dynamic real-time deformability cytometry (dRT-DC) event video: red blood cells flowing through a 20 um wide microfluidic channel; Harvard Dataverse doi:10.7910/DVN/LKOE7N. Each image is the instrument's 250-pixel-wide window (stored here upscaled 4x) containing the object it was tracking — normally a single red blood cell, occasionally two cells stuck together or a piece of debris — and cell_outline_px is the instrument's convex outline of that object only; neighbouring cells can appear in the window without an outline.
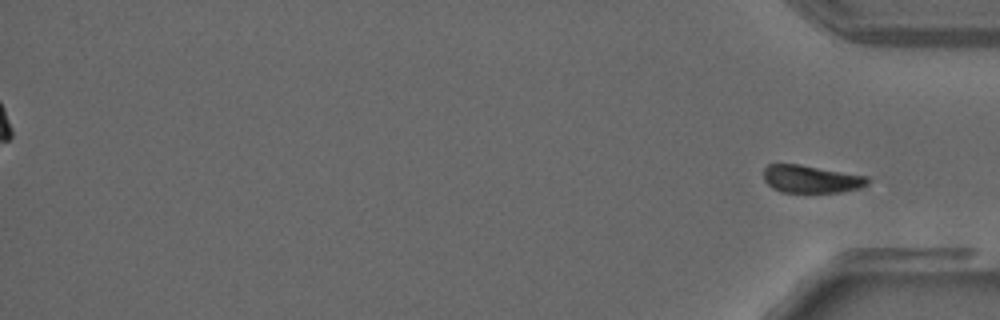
{"species": "common noctule bat (a hibernating species)", "species_latin": "Nyctalus noctula", "temperature_condition": "warm", "stored_images_in_passage": 33, "segment_of_instrument_passage": [2, 2], "camera_frame_rate_fps": 3000, "um_per_image_px": 0.085, "animal": {"sex": "male", "forearm_length_mm": 52.5}, "frame": {"image": 1, "passage_image": 33, "time_ms": 10.667, "image_size_px": [1000, 320], "cell_outline_px": [[868, 184], [860, 188], [840, 192], [780, 192], [772, 188], [764, 180], [764, 168], [768, 164], [800, 164], [868, 176]], "centroid_in_image_um": [68.94, 15.22], "position_along_channel_um": 366.3, "area_um2": 16.82}}